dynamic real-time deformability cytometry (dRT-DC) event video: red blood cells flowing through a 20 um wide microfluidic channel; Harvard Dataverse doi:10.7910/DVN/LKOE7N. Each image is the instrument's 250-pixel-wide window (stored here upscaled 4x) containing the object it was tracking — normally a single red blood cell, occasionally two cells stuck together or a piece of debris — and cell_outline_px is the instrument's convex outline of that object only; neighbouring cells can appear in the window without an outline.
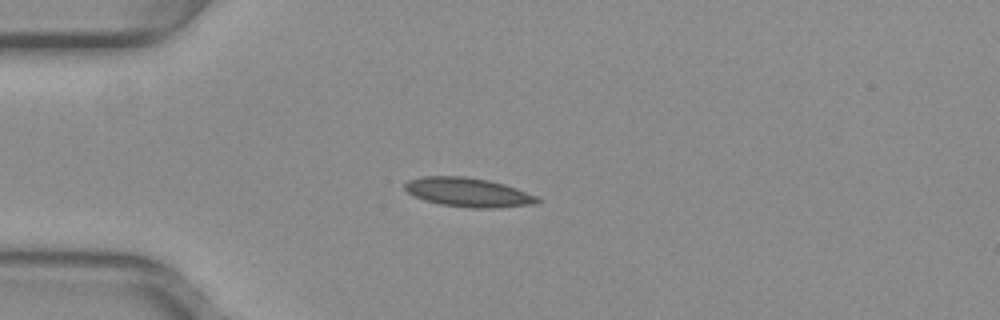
{"species": "common noctule bat (a hibernating species)", "species_latin": "Nyctalus noctula", "temperature_condition": "warm", "stored_images_in_passage": 39, "camera_frame_rate_fps": 3000, "um_per_image_px": 0.085, "animal": {"sex": "female", "body_mass_g": 29.2, "forearm_length_mm": 56.3}, "frame": {"image": 1, "passage_image": 1, "time_ms": 0.0, "image_size_px": [1000, 320], "cell_outline_px": [[540, 200], [536, 204], [496, 208], [472, 208], [440, 204], [424, 200], [408, 192], [404, 188], [404, 184], [408, 180], [420, 176], [464, 176], [488, 180], [504, 184], [516, 188], [536, 196]], "centroid_in_image_um": [39.78, 16.34], "position_along_channel_um": 45.2, "area_um2": 22.43}}
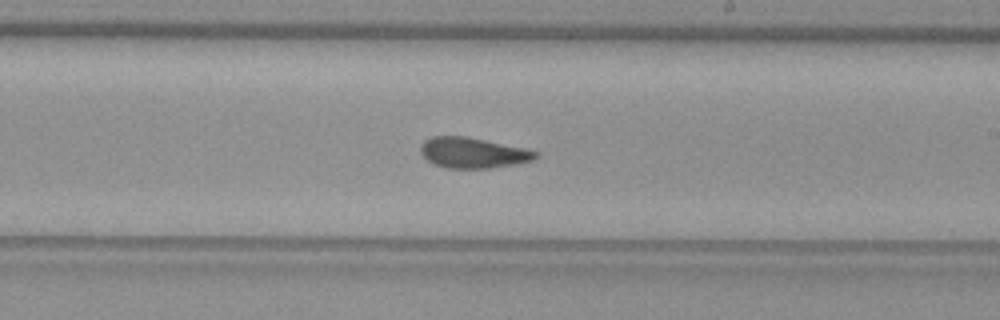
{"frame": {"image": 2, "passage_image": 18, "time_ms": 5.667, "image_size_px": [1000, 320], "cell_outline_px": [[540, 156], [532, 160], [516, 164], [492, 168], [444, 168], [432, 164], [420, 152], [420, 148], [424, 140], [432, 136], [464, 136], [528, 148], [540, 152]], "centroid_in_image_um": [40.23, 12.99], "position_along_channel_um": 248.8, "area_um2": 20.75}}
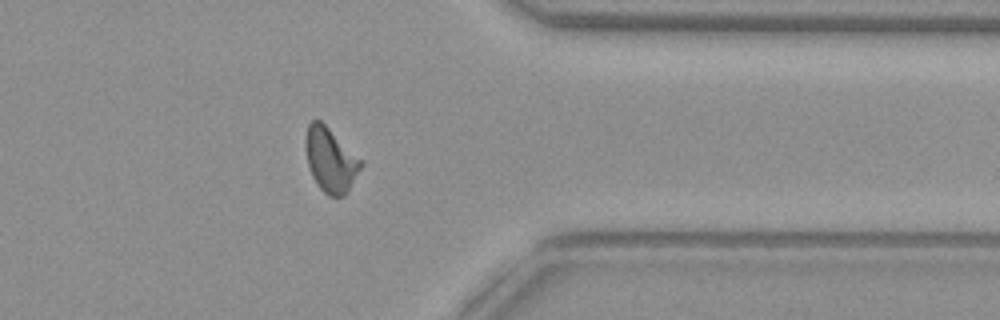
{"frame": {"image": 3, "passage_image": 29, "time_ms": 9.333, "image_size_px": [1000, 320], "cell_outline_px": [[364, 164], [348, 192], [344, 196], [328, 196], [316, 184], [312, 176], [308, 164], [304, 144], [304, 140], [308, 124], [312, 120], [320, 120], [364, 160]], "centroid_in_image_um": [28.12, 13.59], "position_along_channel_um": 383.3, "area_um2": 21.1}, "authors_computed_cell_mechanics": {"area_um2": 20.7502, "velocity_mm_per_s": 3.9629, "shape_relaxation_time_tau1_ms": null, "shape_relaxation_time_tau2_ms": 1.3988, "deformation_change_tau1": null, "deformation_change_tau2": 0.0813}}